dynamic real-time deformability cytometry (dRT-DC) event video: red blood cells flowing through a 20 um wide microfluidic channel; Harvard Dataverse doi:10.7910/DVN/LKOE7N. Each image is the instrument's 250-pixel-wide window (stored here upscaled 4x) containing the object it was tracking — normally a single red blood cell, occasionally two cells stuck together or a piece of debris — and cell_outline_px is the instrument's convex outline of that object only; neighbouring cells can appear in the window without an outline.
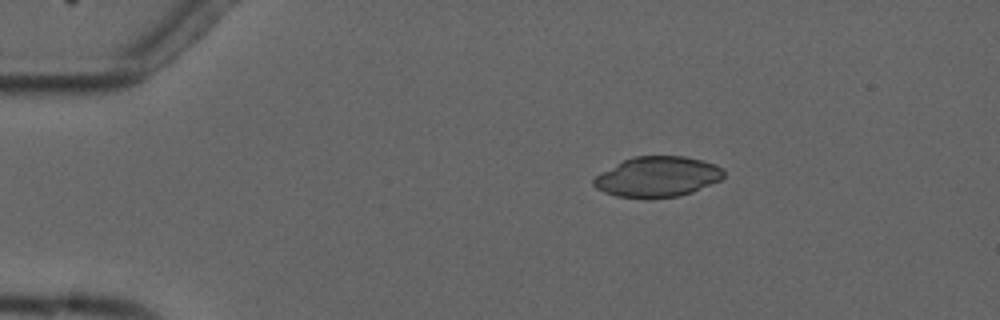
{"species": "common noctule bat (a hibernating species)", "species_latin": "Nyctalus noctula", "temperature_condition": "cold", "stored_images_in_passage": 9, "camera_frame_rate_fps": 3000, "um_per_image_px": 0.085, "animal": {"sex": "male", "forearm_length_mm": 52.5}, "frame": {"image": 1, "passage_image": 2, "time_ms": 2.333, "image_size_px": [1000, 320], "cell_outline_px": [[724, 176], [720, 180], [692, 192], [680, 196], [652, 200], [644, 200], [616, 196], [604, 192], [596, 188], [592, 184], [592, 180], [596, 176], [616, 164], [632, 156], [684, 156], [716, 164], [724, 168]], "centroid_in_image_um": [55.88, 15.05], "position_along_channel_um": 29.1, "area_um2": 31.04}}
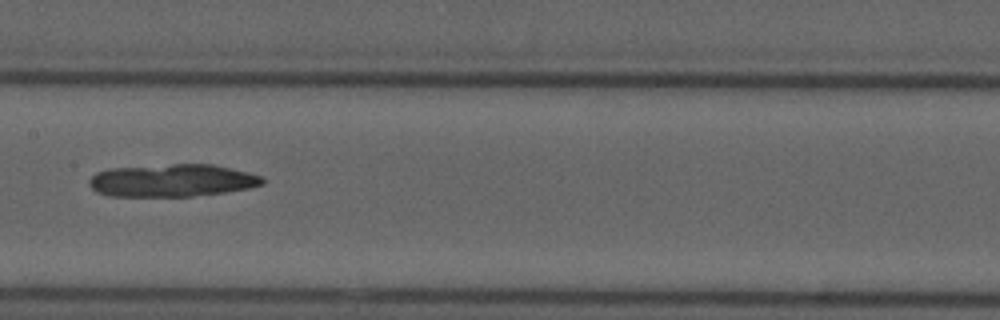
{"frame": {"image": 2, "passage_image": 7, "time_ms": 8.333, "image_size_px": [1000, 320], "cell_outline_px": [[264, 184], [248, 188], [224, 192], [192, 196], [108, 196], [96, 192], [88, 184], [88, 180], [96, 172], [108, 168], [172, 164], [212, 164], [248, 172], [264, 176]], "centroid_in_image_um": [14.61, 15.33], "position_along_channel_um": 192.8, "area_um2": 33.06}}